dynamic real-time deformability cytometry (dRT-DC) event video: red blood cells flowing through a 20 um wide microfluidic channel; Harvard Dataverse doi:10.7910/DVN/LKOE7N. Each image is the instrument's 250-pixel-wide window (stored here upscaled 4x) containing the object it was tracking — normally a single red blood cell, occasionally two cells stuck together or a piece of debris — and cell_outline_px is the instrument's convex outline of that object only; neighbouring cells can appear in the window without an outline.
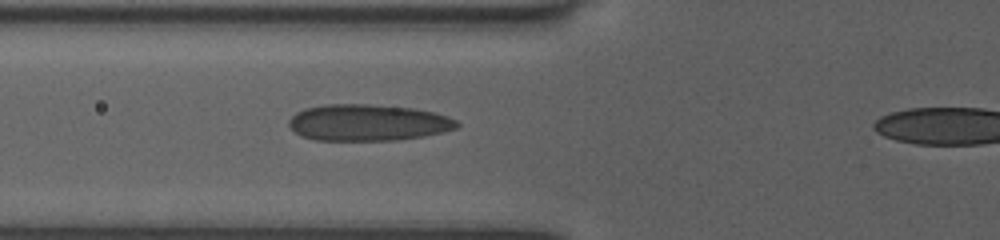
{"species": "human", "species_latin": "Homo sapiens", "temperature_condition": "room temperature", "stored_images_in_passage": 6, "camera_frame_rate_fps": 3000, "um_per_image_px": 0.085, "donor": {"sex": "female"}, "frame": {"image": 1, "passage_image": 4, "time_ms": 2.0, "image_size_px": [1000, 240], "cell_outline_px": [[460, 124], [456, 128], [424, 136], [396, 140], [316, 140], [300, 136], [288, 124], [288, 120], [296, 112], [304, 108], [324, 104], [368, 104], [412, 108], [432, 112], [448, 116], [456, 120]], "centroid_in_image_um": [31.24, 10.42], "position_along_channel_um": 94.6, "area_um2": 35.66}}
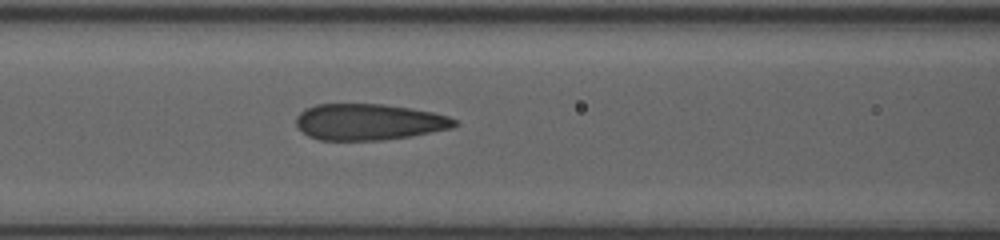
{"frame": {"image": 2, "passage_image": 6, "time_ms": 3.0, "image_size_px": [1000, 240], "cell_outline_px": [[460, 124], [452, 128], [408, 136], [380, 140], [320, 140], [308, 136], [296, 124], [296, 116], [304, 108], [316, 104], [384, 104], [412, 108], [432, 112], [448, 116], [456, 120]], "centroid_in_image_um": [31.34, 10.35], "position_along_channel_um": 135.3, "area_um2": 33.47}}